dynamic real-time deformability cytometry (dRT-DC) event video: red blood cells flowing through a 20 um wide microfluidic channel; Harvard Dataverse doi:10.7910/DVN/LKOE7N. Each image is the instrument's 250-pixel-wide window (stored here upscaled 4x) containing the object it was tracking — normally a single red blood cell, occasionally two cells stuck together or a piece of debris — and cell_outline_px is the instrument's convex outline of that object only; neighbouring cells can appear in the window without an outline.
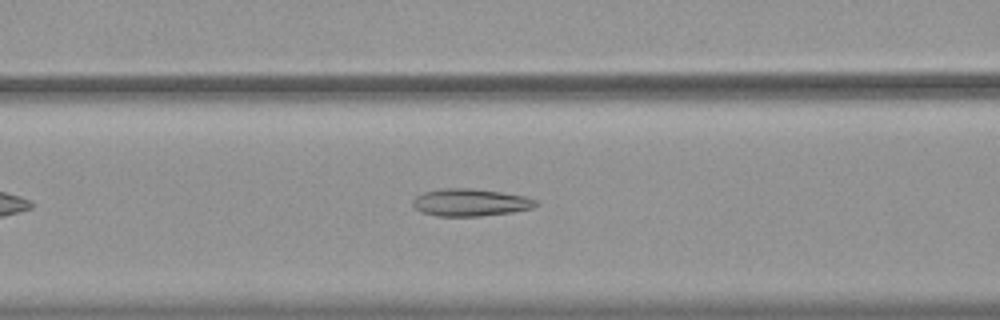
{"species": "common noctule bat (a hibernating species)", "species_latin": "Nyctalus noctula", "temperature_condition": "warm", "stored_images_in_passage": 41, "camera_frame_rate_fps": 3000, "um_per_image_px": 0.085, "animal": {"sex": "female", "body_mass_g": 19.9}, "frame": {"image": 1, "passage_image": 12, "time_ms": 3.667, "image_size_px": [1000, 320], "cell_outline_px": [[540, 204], [532, 208], [512, 212], [480, 216], [436, 216], [420, 212], [412, 204], [412, 200], [416, 196], [424, 192], [440, 188], [472, 188], [500, 192], [524, 196], [536, 200]], "centroid_in_image_um": [39.96, 17.21], "position_along_channel_um": 126.6, "area_um2": 19.71}}
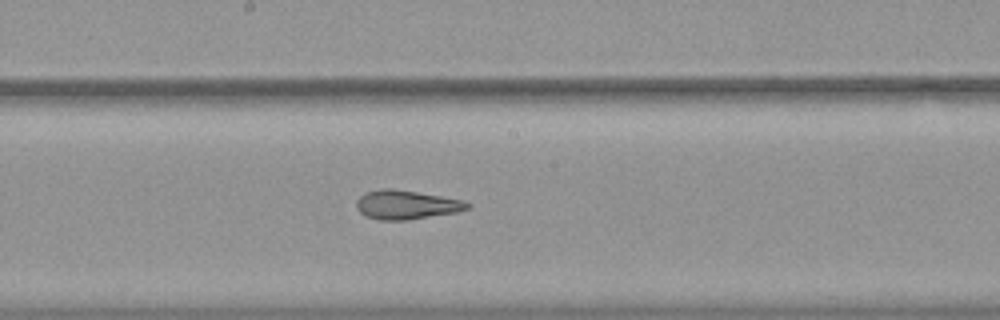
{"frame": {"image": 2, "passage_image": 19, "time_ms": 6.0, "image_size_px": [1000, 320], "cell_outline_px": [[472, 204], [468, 208], [456, 212], [408, 220], [380, 220], [364, 216], [356, 208], [356, 200], [364, 192], [380, 188], [392, 188], [464, 200]], "centroid_in_image_um": [34.49, 17.4], "position_along_channel_um": 213.7, "area_um2": 18.84}}
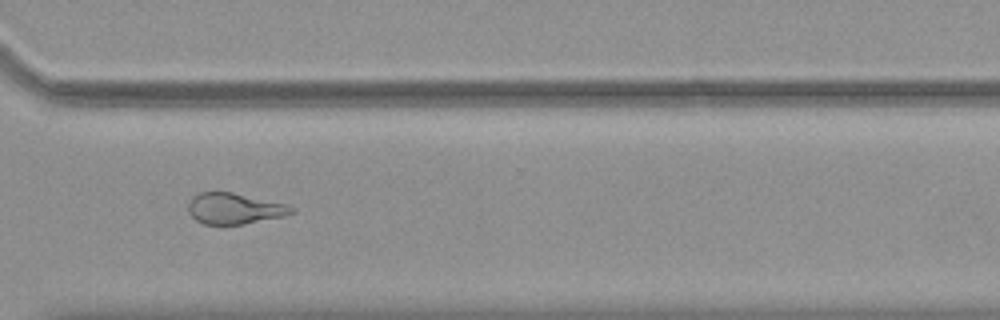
{"frame": {"image": 3, "passage_image": 30, "time_ms": 9.667, "image_size_px": [1000, 320], "cell_outline_px": [[296, 212], [284, 216], [244, 224], [204, 224], [196, 220], [188, 212], [188, 200], [192, 196], [200, 192], [232, 192], [288, 204], [296, 208]], "centroid_in_image_um": [19.94, 17.72], "position_along_channel_um": 350.7, "area_um2": 18.84}, "authors_computed_cell_mechanics": {"area_um2": 20.4612, "velocity_mm_per_s": 3.7372, "shape_relaxation_time_tau1_ms": null, "shape_relaxation_time_tau2_ms": 2.3141, "deformation_change_tau1": null, "deformation_change_tau2": 0.1087}}